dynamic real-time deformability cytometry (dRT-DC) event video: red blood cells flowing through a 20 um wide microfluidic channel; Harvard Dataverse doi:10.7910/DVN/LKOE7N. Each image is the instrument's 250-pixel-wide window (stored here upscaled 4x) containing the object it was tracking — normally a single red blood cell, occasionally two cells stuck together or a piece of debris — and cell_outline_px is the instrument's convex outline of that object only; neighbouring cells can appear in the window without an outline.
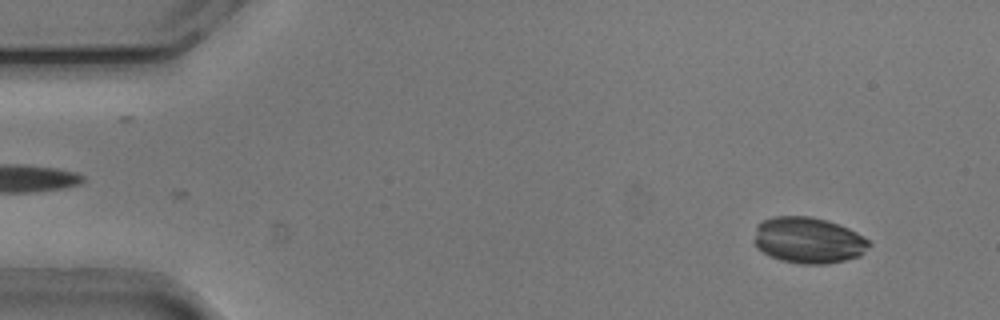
{"species": "common noctule bat (a hibernating species)", "species_latin": "Nyctalus noctula", "temperature_condition": "cold", "stored_images_in_passage": 53, "camera_frame_rate_fps": 3000, "um_per_image_px": 0.085, "animal": {"sex": "male", "body_mass_g": 20.5, "forearm_length_mm": 52.5}, "frame": {"image": 1, "passage_image": 4, "time_ms": 1.0, "image_size_px": [1000, 320], "cell_outline_px": [[872, 244], [860, 256], [828, 264], [800, 264], [780, 260], [756, 248], [752, 240], [756, 224], [772, 216], [808, 216], [828, 220], [848, 228], [856, 232], [868, 240]], "centroid_in_image_um": [68.67, 20.42], "position_along_channel_um": 16.3, "area_um2": 31.21}}
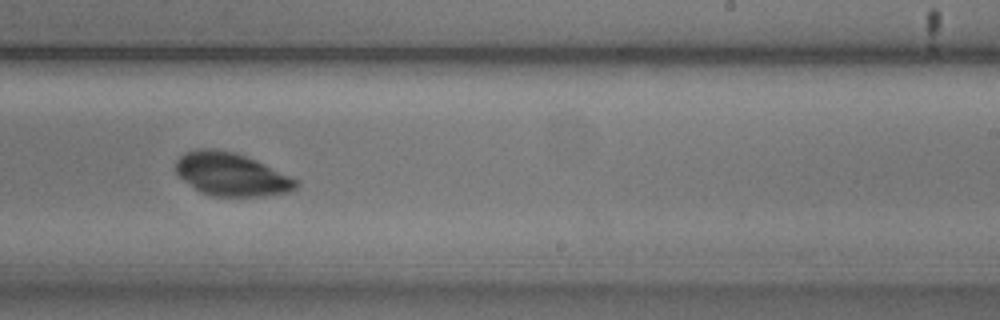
{"frame": {"image": 2, "passage_image": 32, "time_ms": 10.333, "image_size_px": [1000, 320], "cell_outline_px": [[300, 184], [296, 188], [288, 192], [264, 196], [212, 196], [200, 192], [184, 180], [176, 172], [176, 160], [184, 152], [196, 148], [216, 148], [232, 152], [256, 160], [300, 180]], "centroid_in_image_um": [19.67, 14.81], "position_along_channel_um": 269.3, "area_um2": 30.29}}
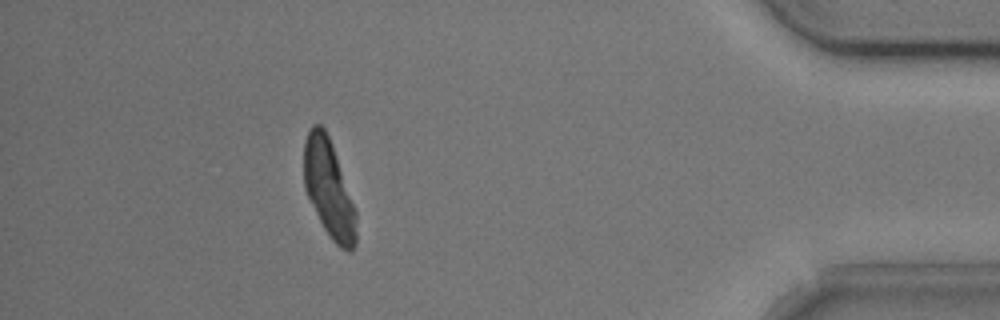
{"frame": {"image": 3, "passage_image": 47, "time_ms": 15.333, "image_size_px": [1000, 320], "cell_outline_px": [[356, 244], [352, 252], [348, 252], [340, 248], [332, 240], [324, 228], [304, 188], [304, 140], [312, 124], [320, 124], [324, 128], [332, 144], [356, 208]], "centroid_in_image_um": [27.97, 16.06], "position_along_channel_um": 407.2, "area_um2": 29.77}}